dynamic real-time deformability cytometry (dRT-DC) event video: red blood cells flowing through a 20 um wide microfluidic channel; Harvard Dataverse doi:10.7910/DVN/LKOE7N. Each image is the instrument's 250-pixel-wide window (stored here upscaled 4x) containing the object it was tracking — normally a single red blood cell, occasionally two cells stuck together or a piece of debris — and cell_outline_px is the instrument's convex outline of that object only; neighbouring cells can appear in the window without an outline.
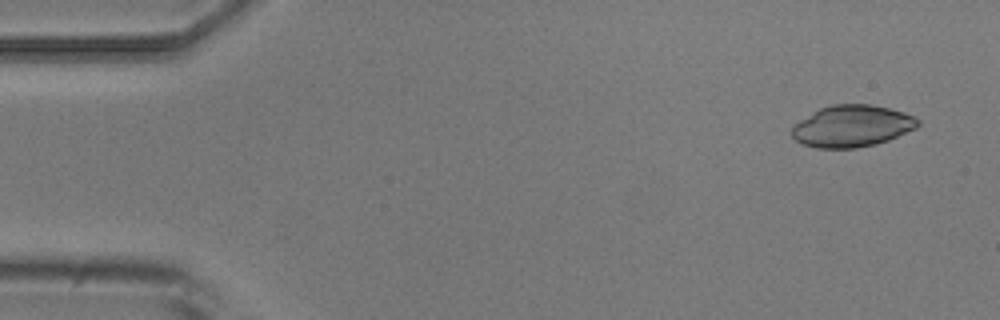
{"species": "common noctule bat (a hibernating species)", "species_latin": "Nyctalus noctula", "temperature_condition": "room temperature", "stored_images_in_passage": 6, "camera_frame_rate_fps": 3000, "um_per_image_px": 0.085, "animal": {"sex": "male", "body_mass_g": 20.5, "forearm_length_mm": 52.5}, "frame": {"image": 1, "passage_image": 1, "time_ms": 0.0, "image_size_px": [1000, 320], "cell_outline_px": [[920, 124], [916, 128], [888, 140], [876, 144], [856, 148], [816, 148], [804, 144], [796, 140], [792, 136], [792, 128], [800, 120], [820, 108], [832, 104], [868, 104], [888, 108], [904, 112], [916, 116], [920, 120]], "centroid_in_image_um": [72.45, 10.71], "position_along_channel_um": 12.5, "area_um2": 30.58}}